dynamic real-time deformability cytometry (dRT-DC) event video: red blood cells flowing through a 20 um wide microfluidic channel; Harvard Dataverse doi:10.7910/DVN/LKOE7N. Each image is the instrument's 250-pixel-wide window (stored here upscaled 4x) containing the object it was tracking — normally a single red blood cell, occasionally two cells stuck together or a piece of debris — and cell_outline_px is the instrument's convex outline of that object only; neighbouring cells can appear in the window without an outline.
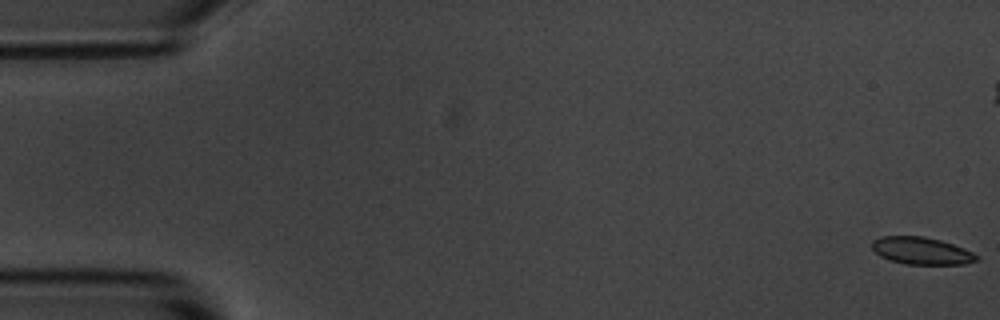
{"species": "common noctule bat (a hibernating species)", "species_latin": "Nyctalus noctula", "temperature_condition": "room temperature", "stored_images_in_passage": 6, "camera_frame_rate_fps": 3000, "um_per_image_px": 0.085, "animal": {"sex": "male", "body_mass_g": 20.1, "forearm_length_mm": 53.5}, "frame": {"image": 1, "passage_image": 1, "time_ms": 0.0, "image_size_px": [1000, 320], "cell_outline_px": [[980, 260], [964, 264], [904, 264], [888, 260], [880, 256], [872, 248], [872, 240], [880, 236], [924, 236], [940, 240], [964, 248], [972, 252]], "centroid_in_image_um": [78.3, 21.32], "position_along_channel_um": 6.7, "area_um2": 16.65}}